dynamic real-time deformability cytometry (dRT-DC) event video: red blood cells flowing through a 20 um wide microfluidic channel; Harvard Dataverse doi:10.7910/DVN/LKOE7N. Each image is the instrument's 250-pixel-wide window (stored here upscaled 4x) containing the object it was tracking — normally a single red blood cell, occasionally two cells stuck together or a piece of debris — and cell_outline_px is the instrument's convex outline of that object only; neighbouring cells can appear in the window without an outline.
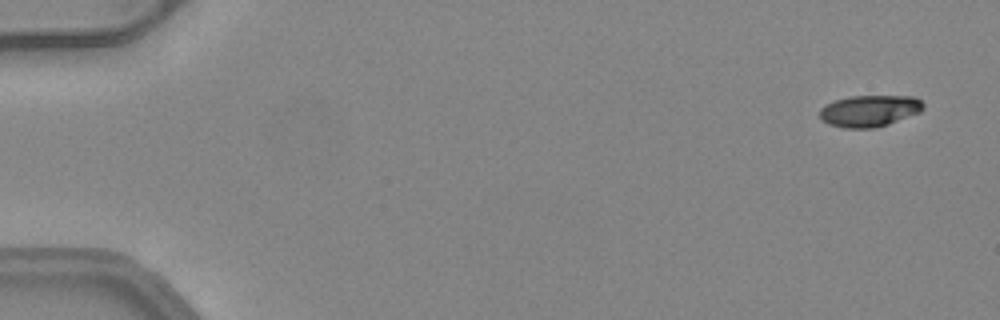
{"species": "common noctule bat (a hibernating species)", "species_latin": "Nyctalus noctula", "temperature_condition": "warm", "stored_images_in_passage": 50, "camera_frame_rate_fps": 3000, "um_per_image_px": 0.085, "animal": {"sex": "female", "body_mass_g": 24.6, "forearm_length_mm": 56.2}, "frame": {"image": 1, "passage_image": 2, "time_ms": 0.333, "image_size_px": [1000, 320], "cell_outline_px": [[924, 108], [920, 112], [888, 124], [876, 128], [844, 128], [828, 124], [820, 120], [820, 108], [824, 104], [848, 96], [916, 96], [924, 104]], "centroid_in_image_um": [73.89, 9.42], "position_along_channel_um": 11.1, "area_um2": 19.25}}
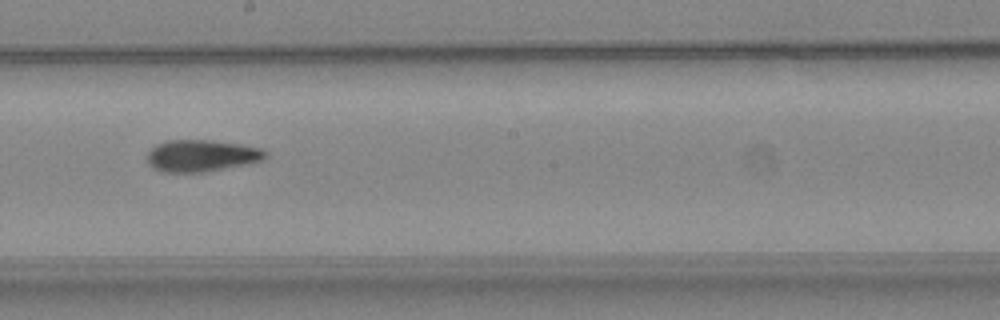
{"frame": {"image": 2, "passage_image": 29, "time_ms": 9.333, "image_size_px": [1000, 320], "cell_outline_px": [[268, 156], [260, 160], [248, 164], [204, 172], [164, 172], [152, 168], [148, 164], [148, 152], [156, 144], [168, 140], [208, 140], [240, 144], [260, 148], [268, 152]], "centroid_in_image_um": [17.12, 13.24], "position_along_channel_um": 231.1, "area_um2": 21.91}}
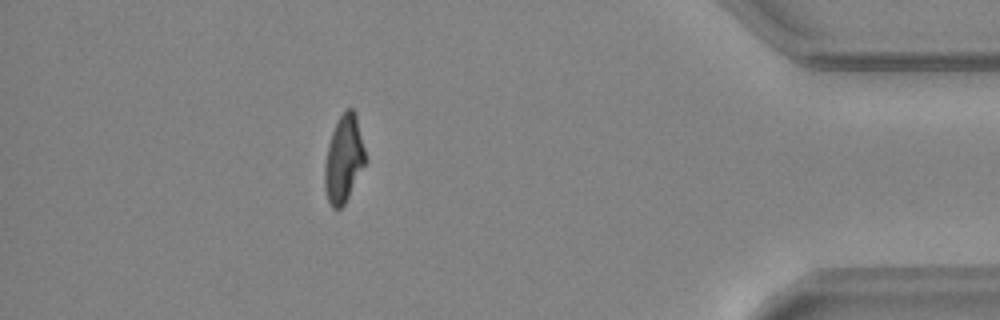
{"frame": {"image": 3, "passage_image": 45, "time_ms": 14.667, "image_size_px": [1000, 320], "cell_outline_px": [[364, 164], [344, 204], [340, 208], [332, 208], [328, 200], [324, 188], [324, 164], [328, 144], [332, 132], [344, 108], [352, 108], [356, 112], [364, 148]], "centroid_in_image_um": [29.19, 13.48], "position_along_channel_um": 406.0, "area_um2": 20.29}, "authors_computed_cell_mechanics": {"area_um2": 21.1837, "velocity_mm_per_s": 4.1232, "shape_relaxation_time_tau1_ms": 5.9349, "shape_relaxation_time_tau2_ms": 3.9642, "deformation_change_tau1": 0.2339, "deformation_change_tau2": 0.1232}}